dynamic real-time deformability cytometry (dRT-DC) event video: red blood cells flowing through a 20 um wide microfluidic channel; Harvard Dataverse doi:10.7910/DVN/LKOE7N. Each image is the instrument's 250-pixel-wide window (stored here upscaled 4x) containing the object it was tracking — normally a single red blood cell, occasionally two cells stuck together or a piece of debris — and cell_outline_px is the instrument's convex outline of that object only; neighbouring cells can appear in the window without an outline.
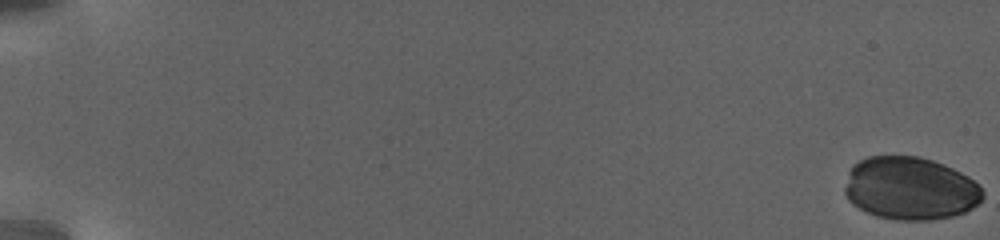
{"species": "human", "species_latin": "Homo sapiens", "temperature_condition": "warm", "stored_images_in_passage": 47, "camera_frame_rate_fps": 3000, "um_per_image_px": 0.085, "donor": {"sex": "female"}, "frame": {"image": 1, "passage_image": 1, "time_ms": 0.0, "image_size_px": [1000, 240], "cell_outline_px": [[984, 196], [972, 208], [964, 212], [952, 216], [932, 220], [896, 220], [876, 216], [852, 204], [848, 200], [844, 192], [844, 188], [848, 172], [852, 164], [868, 156], [916, 156], [932, 160], [944, 164], [968, 176], [980, 184], [984, 192]], "centroid_in_image_um": [77.36, 16.01], "position_along_channel_um": 7.6, "area_um2": 50.86}}
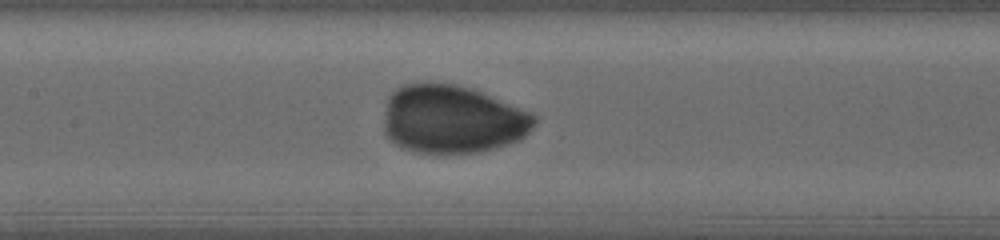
{"frame": {"image": 2, "passage_image": 28, "time_ms": 13.333, "image_size_px": [1000, 240], "cell_outline_px": [[536, 124], [524, 136], [508, 144], [496, 148], [480, 152], [412, 152], [400, 148], [384, 132], [384, 120], [388, 96], [396, 88], [404, 84], [456, 84], [472, 88], [528, 112], [536, 116]], "centroid_in_image_um": [38.42, 10.15], "position_along_channel_um": 169.0, "area_um2": 59.36}}
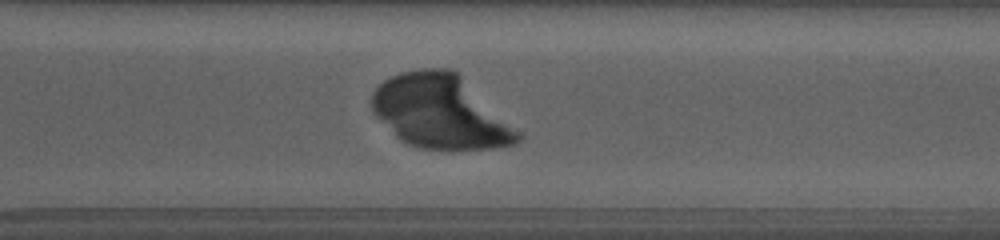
{"frame": {"image": 3, "passage_image": 39, "time_ms": 19.333, "image_size_px": [1000, 240], "cell_outline_px": [[524, 136], [516, 144], [496, 148], [452, 152], [420, 148], [408, 144], [400, 140], [372, 112], [372, 92], [384, 80], [400, 72], [420, 68], [452, 68], [520, 132]], "centroid_in_image_um": [37.44, 9.55], "position_along_channel_um": 333.2, "area_um2": 62.83}}